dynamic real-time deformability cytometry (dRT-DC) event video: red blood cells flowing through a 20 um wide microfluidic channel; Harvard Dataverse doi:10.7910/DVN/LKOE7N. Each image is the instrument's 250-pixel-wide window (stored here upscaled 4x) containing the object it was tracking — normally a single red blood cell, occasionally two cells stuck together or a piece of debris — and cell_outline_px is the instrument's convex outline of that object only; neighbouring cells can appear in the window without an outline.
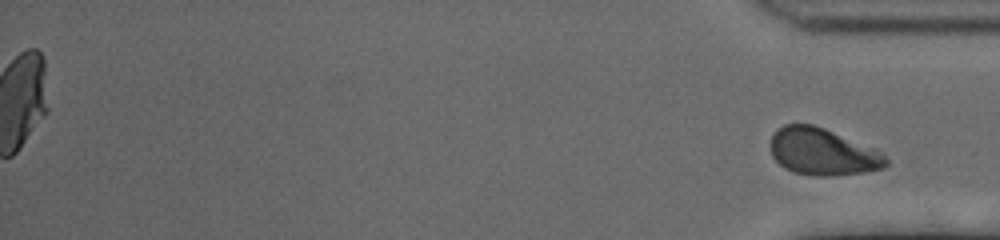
{"species": "human", "species_latin": "Homo sapiens", "temperature_condition": "cold", "stored_images_in_passage": 60, "segment_of_instrument_passage": [2, 2], "camera_frame_rate_fps": 3000, "um_per_image_px": 0.085, "donor": {"sex": "female"}, "frame": {"image": 1, "passage_image": 60, "time_ms": 19.667, "image_size_px": [1000, 240], "cell_outline_px": [[888, 164], [884, 168], [864, 172], [828, 176], [812, 176], [792, 172], [784, 168], [772, 156], [768, 144], [776, 128], [784, 124], [812, 124], [824, 128], [876, 148], [888, 160]], "centroid_in_image_um": [69.89, 12.9], "position_along_channel_um": 365.3, "area_um2": 31.96}}